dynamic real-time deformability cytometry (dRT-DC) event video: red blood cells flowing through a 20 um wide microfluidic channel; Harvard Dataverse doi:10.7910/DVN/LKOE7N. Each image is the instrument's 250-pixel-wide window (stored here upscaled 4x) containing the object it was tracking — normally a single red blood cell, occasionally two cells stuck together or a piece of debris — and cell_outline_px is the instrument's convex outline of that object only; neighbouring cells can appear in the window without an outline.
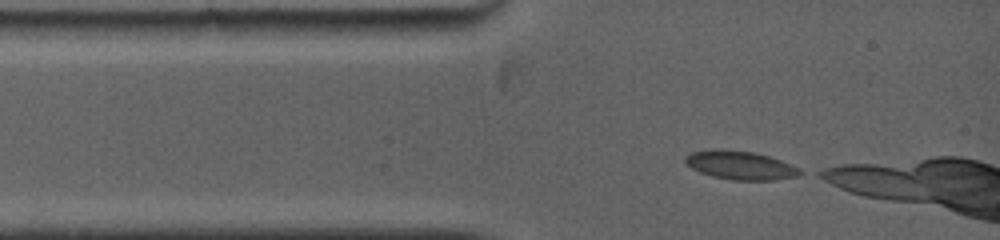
{"species": "common noctule bat (a hibernating species)", "species_latin": "Nyctalus noctula", "temperature_condition": "warm", "stored_images_in_passage": 14, "camera_frame_rate_fps": 5000, "um_per_image_px": 0.085, "animal": {"sex": "female", "body_mass_g": 19.0, "forearm_length_mm": 53.3}, "frame": {"image": 1, "passage_image": 1, "time_ms": 0.0, "image_size_px": [1000, 240], "cell_outline_px": [[808, 172], [800, 176], [776, 180], [732, 180], [712, 176], [700, 172], [692, 168], [684, 160], [684, 156], [692, 152], [716, 148], [724, 148], [756, 152], [780, 160], [800, 168]], "centroid_in_image_um": [62.98, 14.04], "position_along_channel_um": 22.0, "area_um2": 19.54}}
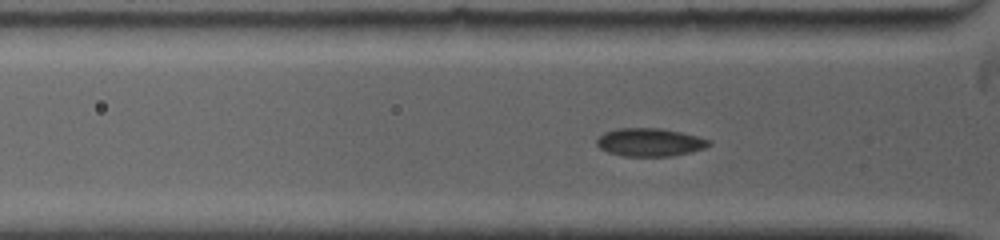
{"frame": {"image": 2, "passage_image": 11, "time_ms": 1.6, "image_size_px": [1000, 240], "cell_outline_px": [[712, 144], [704, 148], [692, 152], [672, 156], [624, 156], [608, 152], [600, 148], [596, 144], [596, 140], [604, 132], [616, 128], [660, 128], [680, 132], [712, 140]], "centroid_in_image_um": [55.24, 12.09], "position_along_channel_um": 70.6, "area_um2": 18.44}}